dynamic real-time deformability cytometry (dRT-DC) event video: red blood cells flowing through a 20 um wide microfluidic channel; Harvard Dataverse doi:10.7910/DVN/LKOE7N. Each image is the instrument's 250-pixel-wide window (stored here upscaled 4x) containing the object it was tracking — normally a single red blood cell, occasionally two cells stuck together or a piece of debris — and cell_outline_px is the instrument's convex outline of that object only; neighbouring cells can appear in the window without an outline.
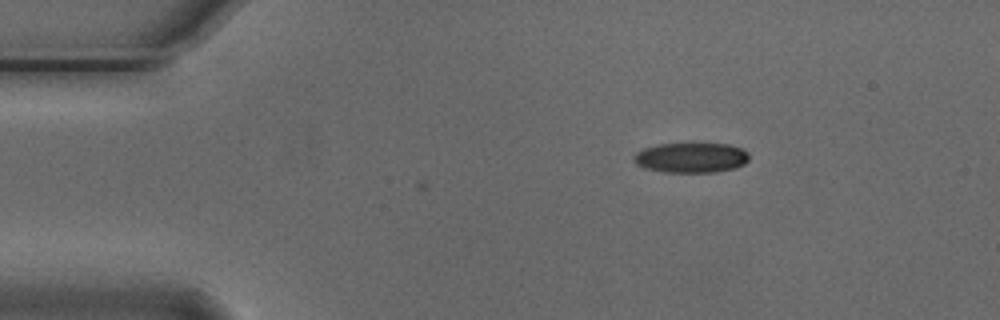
{"species": "Egyptian fruit bat (a non-hibernating species)", "species_latin": "Rousettus aegyptiacus", "temperature_condition": "cold", "stored_images_in_passage": 38, "camera_frame_rate_fps": 3000, "um_per_image_px": 0.085, "animal": {"sex": "male"}, "frame": {"image": 1, "passage_image": 1, "time_ms": 0.0, "image_size_px": [1000, 320], "cell_outline_px": [[748, 160], [744, 164], [736, 168], [716, 172], [664, 172], [644, 168], [636, 164], [632, 156], [636, 152], [644, 148], [656, 144], [688, 140], [692, 140], [728, 144], [740, 148], [748, 152]], "centroid_in_image_um": [58.73, 13.34], "position_along_channel_um": 26.3, "area_um2": 21.33}}
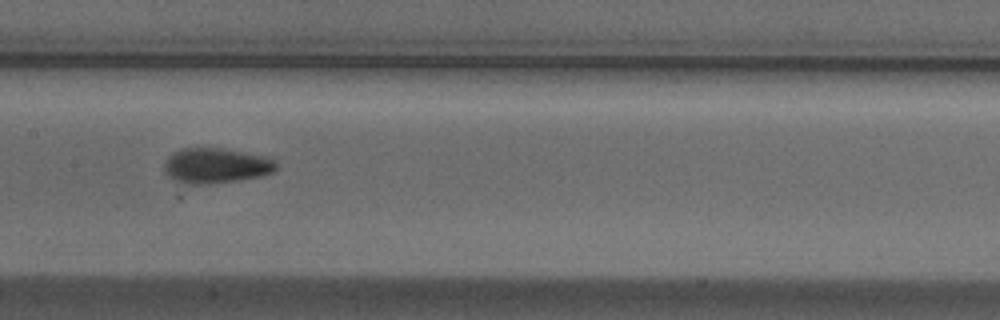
{"frame": {"image": 2, "passage_image": 19, "time_ms": 6.0, "image_size_px": [1000, 320], "cell_outline_px": [[276, 168], [272, 172], [260, 176], [240, 180], [208, 184], [188, 184], [176, 180], [168, 176], [164, 172], [164, 164], [168, 156], [172, 152], [180, 148], [220, 148], [268, 156], [276, 164]], "centroid_in_image_um": [18.32, 14.07], "position_along_channel_um": 189.1, "area_um2": 23.0}}
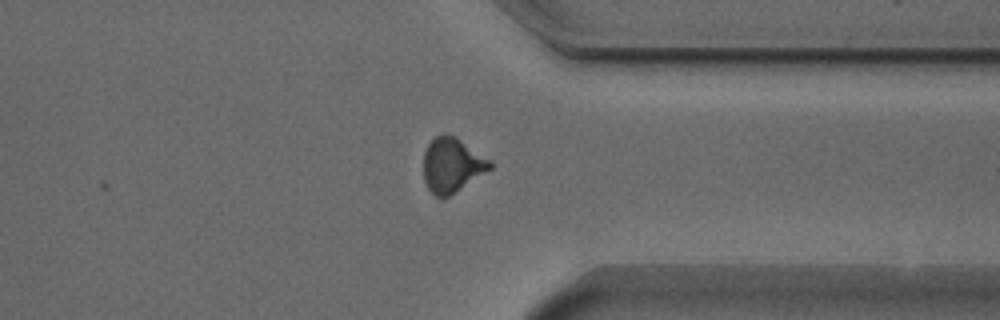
{"frame": {"image": 3, "passage_image": 34, "time_ms": 11.0, "image_size_px": [1000, 320], "cell_outline_px": [[492, 168], [448, 196], [440, 200], [428, 188], [424, 180], [424, 152], [428, 144], [436, 136], [444, 132], [456, 136], [492, 160]], "centroid_in_image_um": [38.42, 14.0], "position_along_channel_um": 373.0, "area_um2": 21.21}, "authors_computed_cell_mechanics": {"area_um2": 21.386, "velocity_mm_per_s": 3.754, "shape_relaxation_time_tau1_ms": 4.1118, "shape_relaxation_time_tau2_ms": 2.011, "deformation_change_tau1": 0.1086, "deformation_change_tau2": 0.0772}}